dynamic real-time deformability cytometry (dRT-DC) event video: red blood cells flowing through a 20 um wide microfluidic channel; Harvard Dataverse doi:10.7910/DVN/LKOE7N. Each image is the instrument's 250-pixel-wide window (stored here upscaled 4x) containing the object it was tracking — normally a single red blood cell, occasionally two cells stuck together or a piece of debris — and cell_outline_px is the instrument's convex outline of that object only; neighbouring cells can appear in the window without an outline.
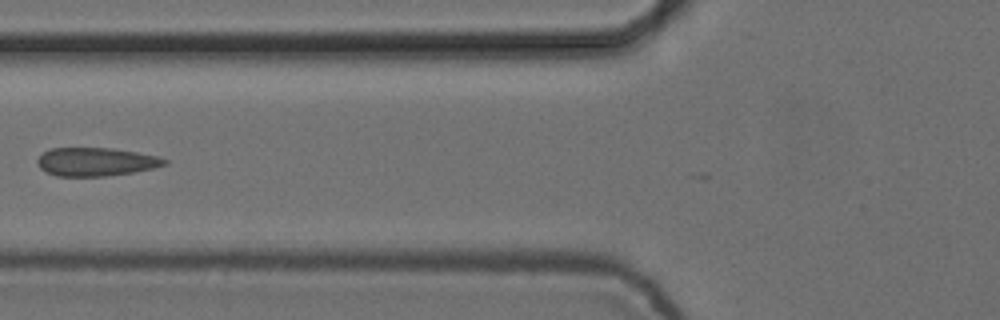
{"species": "common noctule bat (a hibernating species)", "species_latin": "Nyctalus noctula", "temperature_condition": "cold", "stored_images_in_passage": 6, "camera_frame_rate_fps": 3000, "um_per_image_px": 0.085, "animal": {"sex": "female", "body_mass_g": 24.6, "forearm_length_mm": 56.2}, "frame": {"image": 1, "passage_image": 5, "time_ms": 1.333, "image_size_px": [1000, 320], "cell_outline_px": [[168, 164], [152, 168], [132, 172], [104, 176], [56, 176], [40, 168], [36, 160], [44, 152], [52, 148], [112, 148], [160, 156], [168, 160]], "centroid_in_image_um": [8.17, 13.75], "position_along_channel_um": 117.6, "area_um2": 20.92}}